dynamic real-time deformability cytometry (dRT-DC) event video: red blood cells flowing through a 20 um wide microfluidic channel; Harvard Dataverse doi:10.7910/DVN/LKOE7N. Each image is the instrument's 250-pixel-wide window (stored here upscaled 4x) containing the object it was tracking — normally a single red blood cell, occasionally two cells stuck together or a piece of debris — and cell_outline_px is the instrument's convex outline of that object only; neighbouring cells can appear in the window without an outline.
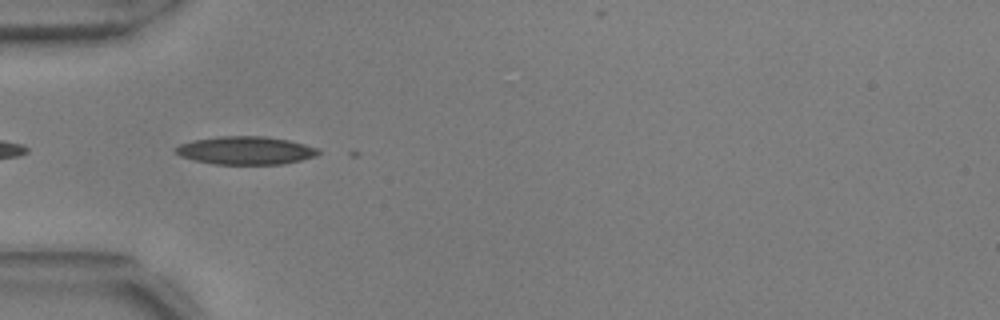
{"species": "common noctule bat (a hibernating species)", "species_latin": "Nyctalus noctula", "temperature_condition": "warm", "stored_images_in_passage": 9, "camera_frame_rate_fps": 3000, "um_per_image_px": 0.085, "animal": {"sex": "male", "body_mass_g": 17.9, "forearm_length_mm": 54.2}, "frame": {"image": 1, "passage_image": 2, "time_ms": 0.333, "image_size_px": [1000, 320], "cell_outline_px": [[320, 152], [316, 156], [284, 164], [212, 164], [180, 156], [172, 148], [180, 144], [192, 140], [216, 136], [264, 136], [288, 140], [320, 148]], "centroid_in_image_um": [20.87, 12.78], "position_along_channel_um": 64.1, "area_um2": 23.47}}